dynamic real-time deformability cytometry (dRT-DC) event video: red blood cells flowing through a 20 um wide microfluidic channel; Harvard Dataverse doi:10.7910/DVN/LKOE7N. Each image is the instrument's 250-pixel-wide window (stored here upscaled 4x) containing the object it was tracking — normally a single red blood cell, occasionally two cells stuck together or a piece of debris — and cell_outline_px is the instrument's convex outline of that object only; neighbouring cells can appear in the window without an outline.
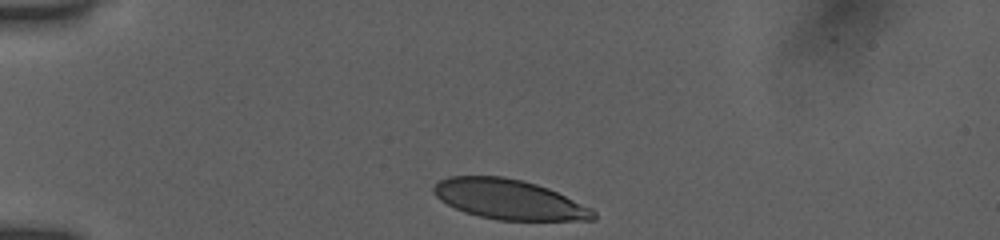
{"species": "human", "species_latin": "Homo sapiens", "temperature_condition": "room temperature", "stored_images_in_passage": 33, "camera_frame_rate_fps": 3000, "um_per_image_px": 0.085, "donor": {"sex": "female"}, "frame": {"image": 1, "passage_image": 1, "time_ms": 0.0, "image_size_px": [1000, 240], "cell_outline_px": [[596, 220], [496, 220], [464, 212], [440, 200], [432, 192], [432, 188], [440, 180], [448, 176], [504, 176], [536, 184], [548, 188], [592, 208], [596, 212]], "centroid_in_image_um": [43.27, 16.95], "position_along_channel_um": 41.7, "area_um2": 37.05}}
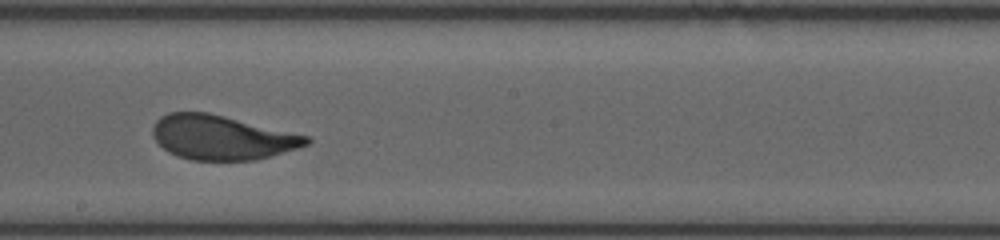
{"frame": {"image": 2, "passage_image": 19, "time_ms": 6.0, "image_size_px": [1000, 240], "cell_outline_px": [[312, 140], [308, 144], [296, 148], [256, 160], [192, 160], [168, 152], [152, 136], [152, 128], [156, 120], [160, 116], [168, 112], [208, 112], [308, 136]], "centroid_in_image_um": [18.81, 11.67], "position_along_channel_um": 229.4, "area_um2": 39.42}}
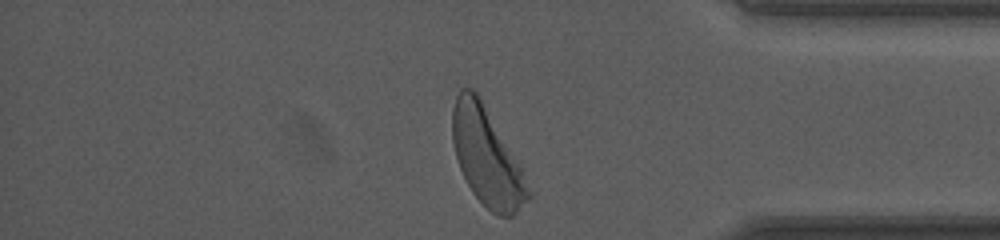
{"frame": {"image": 3, "passage_image": 33, "time_ms": 10.667, "image_size_px": [1000, 240], "cell_outline_px": [[532, 196], [512, 216], [500, 216], [492, 212], [472, 192], [460, 168], [456, 156], [452, 140], [452, 108], [456, 96], [460, 88], [472, 88], [476, 92], [520, 168], [532, 192]], "centroid_in_image_um": [41.35, 13.35], "position_along_channel_um": 393.9, "area_um2": 41.85}, "authors_computed_cell_mechanics": {"area_um2": 40.2288, "velocity_mm_per_s": 3.872, "shape_relaxation_time_tau1_ms": 3.2088, "shape_relaxation_time_tau2_ms": null, "deformation_change_tau1": 0.1658, "deformation_change_tau2": null}}